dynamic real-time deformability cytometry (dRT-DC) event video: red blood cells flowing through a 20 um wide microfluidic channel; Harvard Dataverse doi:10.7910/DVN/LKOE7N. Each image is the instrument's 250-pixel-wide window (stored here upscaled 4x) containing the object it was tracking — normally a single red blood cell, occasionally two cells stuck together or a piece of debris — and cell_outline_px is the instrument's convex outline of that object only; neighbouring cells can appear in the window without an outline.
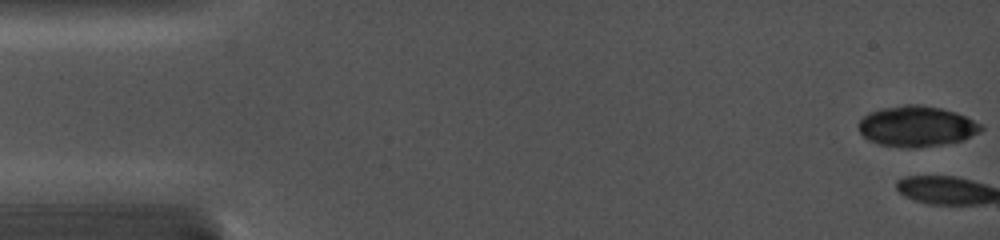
{"species": "common noctule bat (a hibernating species)", "species_latin": "Nyctalus noctula", "temperature_condition": "cold", "stored_images_in_passage": 3, "camera_frame_rate_fps": 5000, "um_per_image_px": 0.085, "animal": {"sex": "female", "body_mass_g": 19.0, "forearm_length_mm": 56.7}, "frame": {"image": 1, "passage_image": 1, "time_ms": 0.0, "image_size_px": [1000, 240], "cell_outline_px": [[984, 128], [980, 132], [964, 140], [944, 144], [916, 148], [904, 148], [880, 144], [868, 140], [860, 132], [860, 120], [868, 112], [880, 108], [904, 104], [916, 104], [940, 108], [956, 112], [980, 124]], "centroid_in_image_um": [77.91, 10.74], "position_along_channel_um": 7.1, "area_um2": 29.02}}